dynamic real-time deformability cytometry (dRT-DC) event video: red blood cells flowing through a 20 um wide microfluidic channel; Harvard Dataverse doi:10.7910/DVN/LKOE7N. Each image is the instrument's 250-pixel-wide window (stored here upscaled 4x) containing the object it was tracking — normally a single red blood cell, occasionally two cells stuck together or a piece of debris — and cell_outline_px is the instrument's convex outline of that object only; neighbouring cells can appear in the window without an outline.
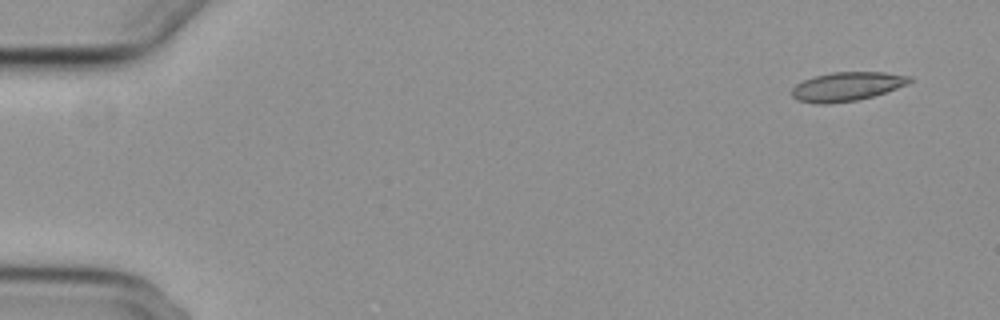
{"species": "common noctule bat (a hibernating species)", "species_latin": "Nyctalus noctula", "temperature_condition": "cold", "stored_images_in_passage": 53, "camera_frame_rate_fps": 3000, "um_per_image_px": 0.085, "animal": {"sex": "female", "body_mass_g": 29.2, "forearm_length_mm": 56.3}, "frame": {"image": 1, "passage_image": 1, "time_ms": 0.0, "image_size_px": [1000, 320], "cell_outline_px": [[912, 80], [908, 84], [872, 96], [856, 100], [824, 104], [816, 104], [796, 100], [792, 96], [792, 88], [796, 84], [804, 80], [816, 76], [832, 72], [884, 72], [912, 76]], "centroid_in_image_um": [71.97, 7.35], "position_along_channel_um": 13.0, "area_um2": 19.71}}
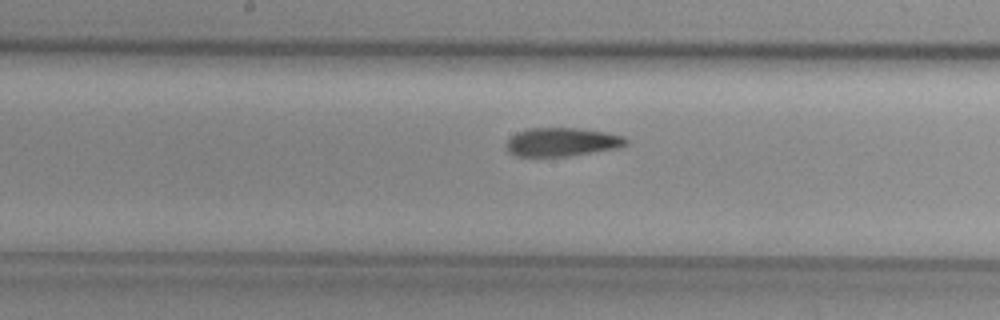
{"frame": {"image": 2, "passage_image": 27, "time_ms": 8.667, "image_size_px": [1000, 320], "cell_outline_px": [[628, 144], [620, 148], [568, 156], [516, 156], [508, 152], [508, 140], [516, 132], [528, 128], [576, 128], [608, 132], [624, 136], [628, 140]], "centroid_in_image_um": [47.82, 12.07], "position_along_channel_um": 200.4, "area_um2": 20.0}}
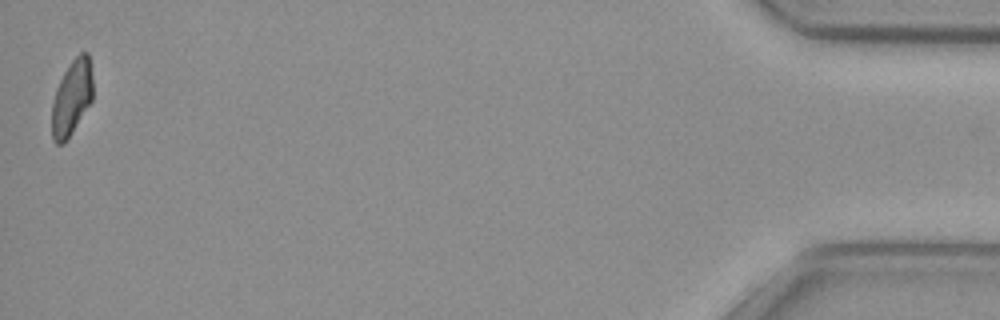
{"frame": {"image": 3, "passage_image": 53, "time_ms": 17.333, "image_size_px": [1000, 320], "cell_outline_px": [[92, 100], [68, 136], [60, 144], [56, 144], [52, 140], [52, 104], [56, 88], [64, 72], [72, 60], [80, 52], [88, 52], [92, 76]], "centroid_in_image_um": [6.09, 8.25], "position_along_channel_um": 429.1, "area_um2": 17.51}, "authors_computed_cell_mechanics": {"area_um2": 19.8832, "velocity_mm_per_s": 3.7277, "shape_relaxation_time_tau1_ms": null, "shape_relaxation_time_tau2_ms": 3.6173, "deformation_change_tau1": null, "deformation_change_tau2": 0.1022}}